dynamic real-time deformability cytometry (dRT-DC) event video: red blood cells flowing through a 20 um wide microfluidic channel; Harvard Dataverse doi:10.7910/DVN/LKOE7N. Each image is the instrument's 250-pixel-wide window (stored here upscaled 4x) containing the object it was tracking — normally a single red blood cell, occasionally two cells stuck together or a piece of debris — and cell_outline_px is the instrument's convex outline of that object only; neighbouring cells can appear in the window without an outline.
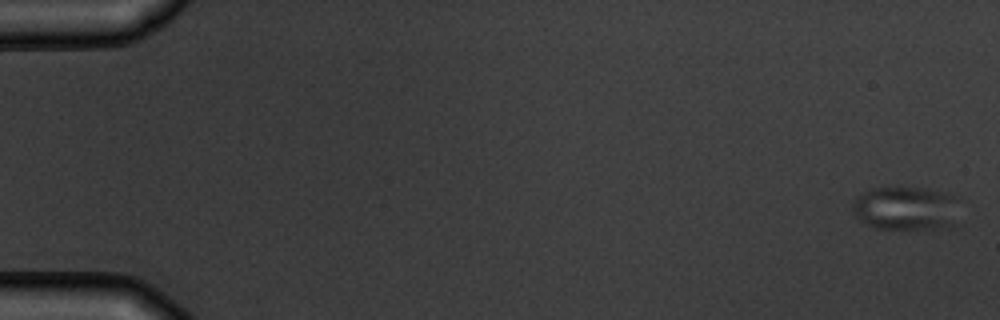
{"species": "common noctule bat (a hibernating species)", "species_latin": "Nyctalus noctula", "temperature_condition": "warm", "stored_images_in_passage": 5, "camera_frame_rate_fps": 3000, "um_per_image_px": 0.085, "animal": {"sex": "male", "body_mass_g": 19.5, "forearm_length_mm": 54.6}, "frame": {"image": 1, "passage_image": 1, "time_ms": 0.0, "image_size_px": [1000, 320], "cell_outline_px": [[964, 200], [952, 224], [928, 228], [876, 228], [860, 220], [852, 212], [852, 200], [856, 196], [872, 188], [900, 184], [928, 188], [948, 192], [960, 196]], "centroid_in_image_um": [77.04, 17.61], "position_along_channel_um": 8.0, "area_um2": 28.44}}